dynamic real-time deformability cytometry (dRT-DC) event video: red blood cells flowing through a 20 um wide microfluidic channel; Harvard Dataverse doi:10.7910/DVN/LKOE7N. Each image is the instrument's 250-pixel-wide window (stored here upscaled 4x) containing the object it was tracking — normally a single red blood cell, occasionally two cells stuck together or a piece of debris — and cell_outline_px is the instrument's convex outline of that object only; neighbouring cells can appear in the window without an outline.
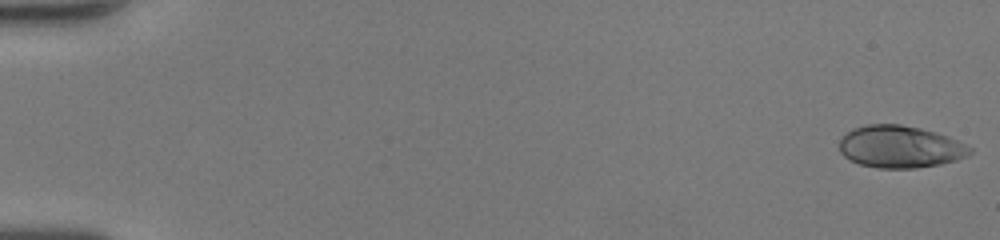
{"species": "human", "species_latin": "Homo sapiens", "temperature_condition": "room temperature", "stored_images_in_passage": 50, "camera_frame_rate_fps": 3000, "um_per_image_px": 0.085, "donor": {"sex": "female"}, "frame": {"image": 1, "passage_image": 1, "time_ms": 0.0, "image_size_px": [1000, 240], "cell_outline_px": [[972, 152], [956, 160], [940, 164], [916, 168], [876, 168], [860, 164], [844, 156], [840, 152], [840, 140], [852, 128], [868, 124], [900, 124], [920, 128], [936, 132], [948, 136], [972, 148]], "centroid_in_image_um": [76.5, 12.47], "position_along_channel_um": 8.5, "area_um2": 31.91}}
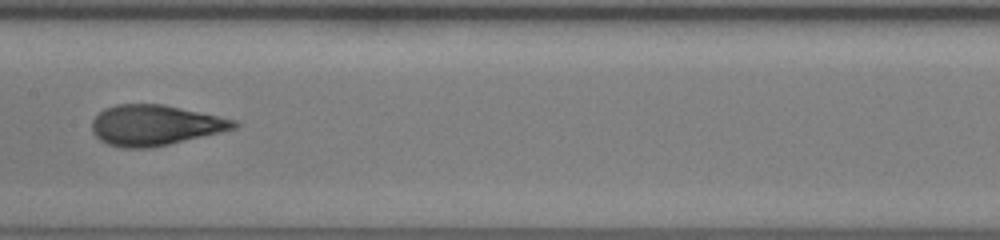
{"frame": {"image": 2, "passage_image": 27, "time_ms": 8.667, "image_size_px": [1000, 240], "cell_outline_px": [[240, 124], [236, 128], [220, 132], [168, 144], [148, 148], [120, 148], [108, 144], [100, 140], [92, 132], [92, 120], [104, 108], [116, 104], [164, 104], [236, 120]], "centroid_in_image_um": [13.15, 10.64], "position_along_channel_um": 194.3, "area_um2": 33.35}}
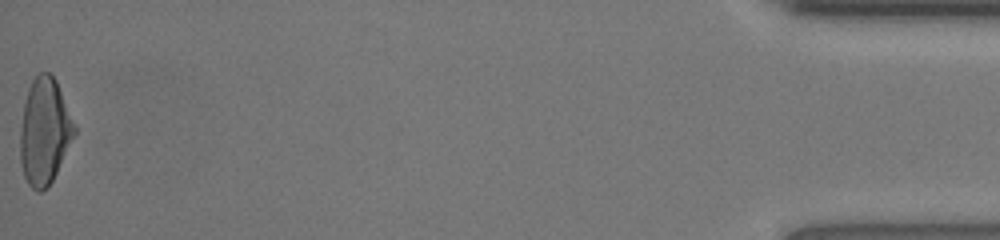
{"frame": {"image": 3, "passage_image": 50, "time_ms": 16.333, "image_size_px": [1000, 240], "cell_outline_px": [[76, 132], [48, 188], [40, 192], [36, 192], [28, 184], [24, 176], [20, 160], [20, 128], [24, 104], [28, 88], [32, 80], [40, 72], [48, 72], [56, 80], [76, 124]], "centroid_in_image_um": [3.78, 11.17], "position_along_channel_um": 431.4, "area_um2": 33.58}, "authors_computed_cell_mechanics": {"area_um2": 32.7726, "velocity_mm_per_s": 4.3049, "shape_relaxation_time_tau1_ms": 4.8853, "shape_relaxation_time_tau2_ms": 0.6471, "deformation_change_tau1": 0.2465, "deformation_change_tau2": 0.0728}}